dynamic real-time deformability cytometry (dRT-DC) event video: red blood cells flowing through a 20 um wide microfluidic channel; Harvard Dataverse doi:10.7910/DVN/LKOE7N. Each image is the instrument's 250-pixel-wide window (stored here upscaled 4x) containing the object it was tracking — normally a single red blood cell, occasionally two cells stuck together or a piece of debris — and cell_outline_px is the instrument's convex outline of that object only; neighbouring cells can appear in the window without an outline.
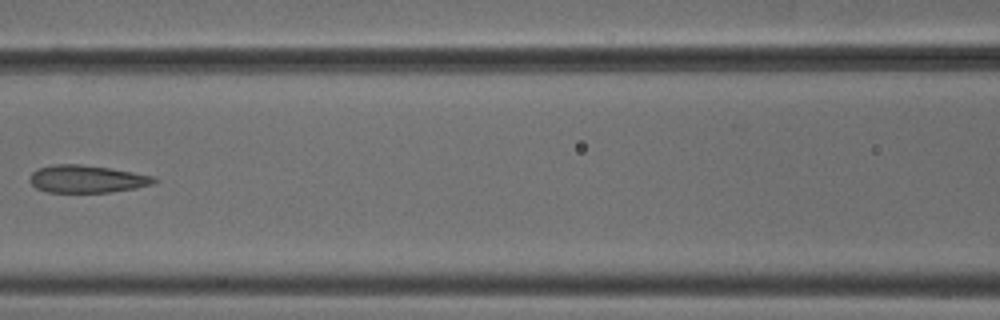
{"species": "common noctule bat (a hibernating species)", "species_latin": "Nyctalus noctula", "temperature_condition": "cold", "stored_images_in_passage": 6, "camera_frame_rate_fps": 3000, "um_per_image_px": 0.085, "animal": {"sex": "male", "body_mass_g": 18.8}, "frame": {"image": 1, "passage_image": 6, "time_ms": 1.667, "image_size_px": [1000, 320], "cell_outline_px": [[156, 180], [152, 184], [136, 188], [108, 192], [48, 192], [36, 188], [28, 180], [32, 172], [36, 168], [52, 164], [80, 164], [108, 168], [132, 172], [152, 176]], "centroid_in_image_um": [7.31, 15.21], "position_along_channel_um": 159.3, "area_um2": 19.83}}